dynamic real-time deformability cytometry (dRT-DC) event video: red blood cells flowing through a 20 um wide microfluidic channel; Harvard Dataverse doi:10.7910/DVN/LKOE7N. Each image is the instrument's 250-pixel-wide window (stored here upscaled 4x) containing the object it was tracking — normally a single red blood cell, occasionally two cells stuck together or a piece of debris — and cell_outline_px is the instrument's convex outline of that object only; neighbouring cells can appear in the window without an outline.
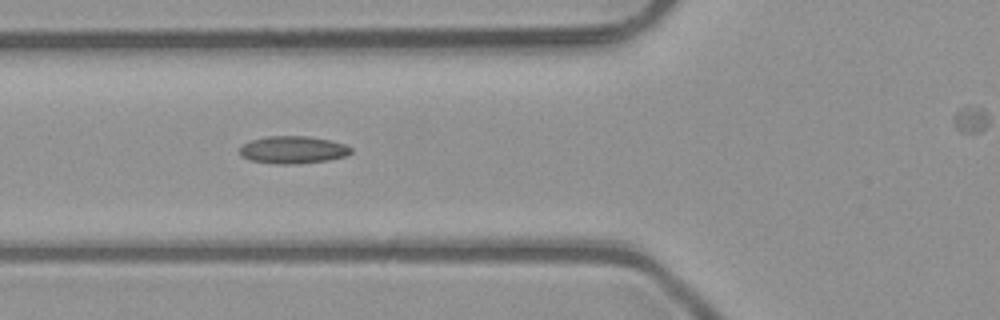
{"species": "common noctule bat (a hibernating species)", "species_latin": "Nyctalus noctula", "temperature_condition": "room temperature", "stored_images_in_passage": 6, "camera_frame_rate_fps": 3000, "um_per_image_px": 0.085, "animal": {"sex": "male", "body_mass_g": 23.1, "forearm_length_mm": 52.7}, "frame": {"image": 1, "passage_image": 4, "time_ms": 1.0, "image_size_px": [1000, 320], "cell_outline_px": [[352, 152], [344, 156], [328, 160], [292, 164], [280, 164], [252, 160], [240, 156], [240, 148], [244, 144], [252, 140], [268, 136], [308, 136], [328, 140], [344, 144], [352, 148]], "centroid_in_image_um": [24.9, 12.73], "position_along_channel_um": 100.9, "area_um2": 17.51}}
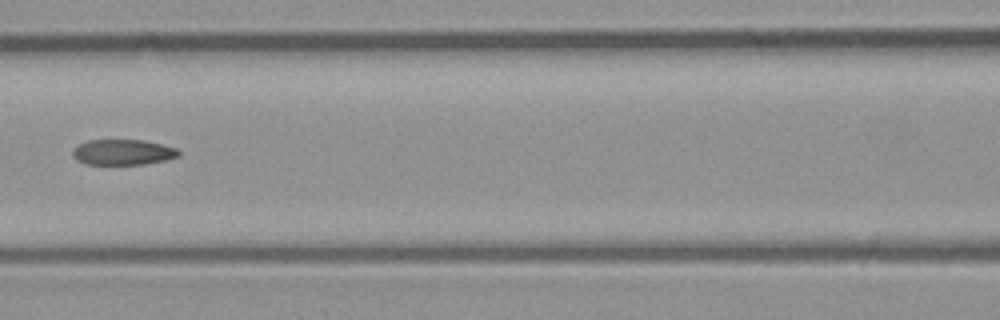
{"frame": {"image": 2, "passage_image": 5, "time_ms": 1.333, "image_size_px": [1000, 320], "cell_outline_px": [[180, 156], [164, 160], [144, 164], [84, 164], [76, 160], [72, 156], [72, 148], [88, 140], [144, 140], [176, 148], [180, 152]], "centroid_in_image_um": [10.41, 12.94], "position_along_channel_um": 156.2, "area_um2": 15.78}}
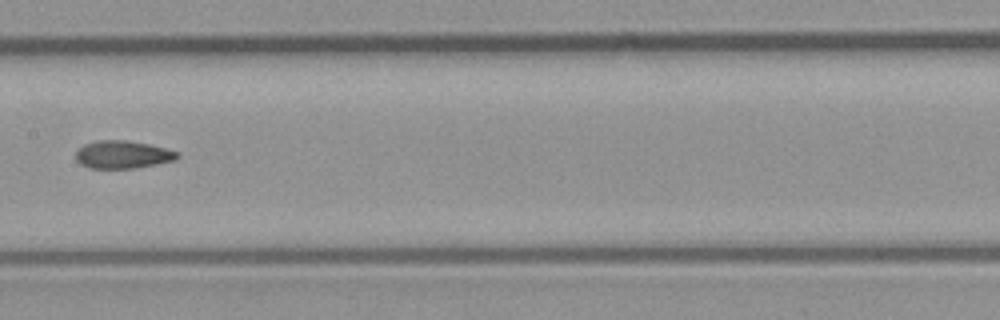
{"frame": {"image": 3, "passage_image": 6, "time_ms": 1.667, "image_size_px": [1000, 320], "cell_outline_px": [[180, 156], [176, 160], [136, 168], [88, 168], [80, 164], [76, 160], [76, 152], [84, 144], [96, 140], [128, 140], [148, 144], [180, 152]], "centroid_in_image_um": [10.43, 13.14], "position_along_channel_um": 197.0, "area_um2": 16.53}}